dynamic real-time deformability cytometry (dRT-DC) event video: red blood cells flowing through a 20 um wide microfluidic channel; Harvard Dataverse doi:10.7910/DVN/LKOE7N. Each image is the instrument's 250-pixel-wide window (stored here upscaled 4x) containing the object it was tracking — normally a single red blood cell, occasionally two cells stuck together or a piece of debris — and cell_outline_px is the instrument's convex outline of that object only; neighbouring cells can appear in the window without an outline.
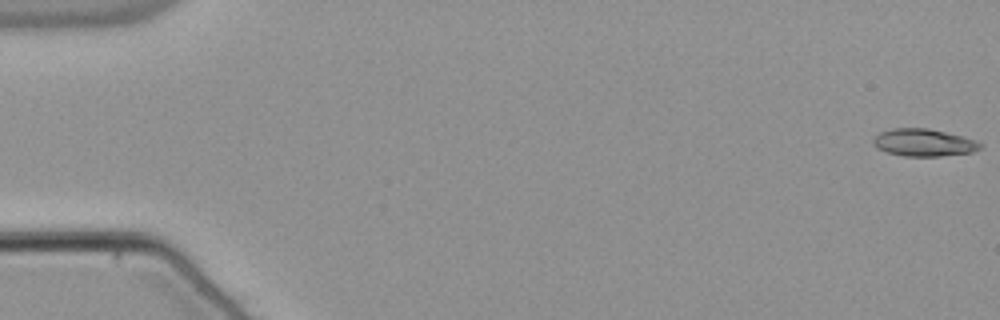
{"species": "common noctule bat (a hibernating species)", "species_latin": "Nyctalus noctula", "temperature_condition": "warm", "stored_images_in_passage": 55, "camera_frame_rate_fps": 3000, "um_per_image_px": 0.085, "animal": {"sex": "male", "body_mass_g": 21.5, "forearm_length_mm": 52.0}, "frame": {"image": 1, "passage_image": 1, "time_ms": 0.0, "image_size_px": [1000, 320], "cell_outline_px": [[984, 144], [980, 148], [972, 152], [940, 156], [904, 156], [888, 152], [876, 148], [872, 140], [880, 132], [892, 128], [928, 128], [964, 136], [976, 140]], "centroid_in_image_um": [78.54, 12.11], "position_along_channel_um": 6.5, "area_um2": 17.11}}
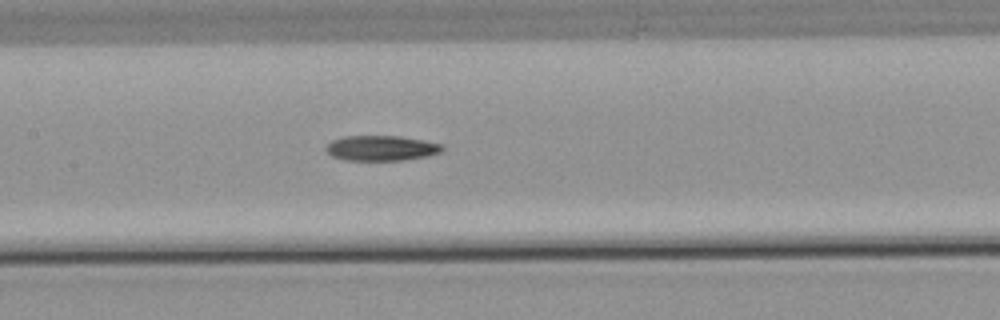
{"frame": {"image": 2, "passage_image": 27, "time_ms": 8.667, "image_size_px": [1000, 320], "cell_outline_px": [[444, 148], [440, 152], [428, 156], [404, 160], [344, 160], [332, 156], [324, 148], [332, 140], [344, 136], [400, 136], [424, 140], [440, 144]], "centroid_in_image_um": [32.4, 12.59], "position_along_channel_um": 175.0, "area_um2": 17.05}}
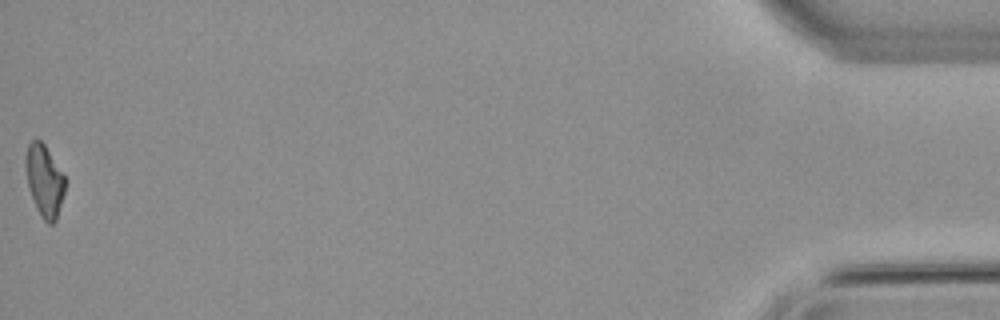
{"frame": {"image": 3, "passage_image": 55, "time_ms": 18.0, "image_size_px": [1000, 320], "cell_outline_px": [[64, 192], [56, 220], [52, 224], [48, 224], [44, 220], [36, 208], [28, 184], [24, 164], [24, 160], [28, 144], [32, 140], [40, 140], [44, 144], [64, 176]], "centroid_in_image_um": [3.75, 15.35], "position_along_channel_um": 431.5, "area_um2": 16.13}}